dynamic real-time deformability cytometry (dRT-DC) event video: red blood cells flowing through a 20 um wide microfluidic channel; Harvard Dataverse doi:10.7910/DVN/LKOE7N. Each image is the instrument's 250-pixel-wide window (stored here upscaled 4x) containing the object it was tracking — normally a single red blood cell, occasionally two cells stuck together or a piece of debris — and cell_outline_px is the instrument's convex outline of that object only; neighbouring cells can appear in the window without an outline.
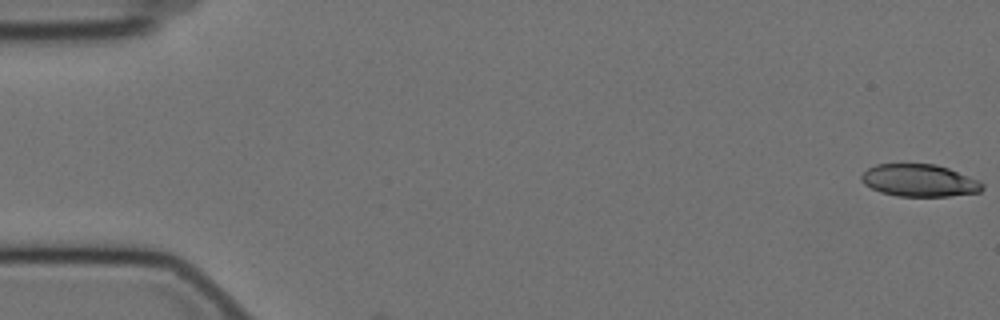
{"species": "Egyptian fruit bat (a non-hibernating species)", "species_latin": "Rousettus aegyptiacus", "temperature_condition": "cold", "stored_images_in_passage": 4, "camera_frame_rate_fps": 3000, "um_per_image_px": 0.085, "animal": {"sex": "female"}, "frame": {"image": 1, "passage_image": 1, "time_ms": 0.0, "image_size_px": [1000, 320], "cell_outline_px": [[984, 188], [980, 192], [948, 196], [896, 196], [880, 192], [864, 184], [860, 180], [860, 176], [868, 168], [876, 164], [936, 164], [948, 168], [980, 180], [984, 184]], "centroid_in_image_um": [78.15, 15.34], "position_along_channel_um": 6.8, "area_um2": 22.89}}